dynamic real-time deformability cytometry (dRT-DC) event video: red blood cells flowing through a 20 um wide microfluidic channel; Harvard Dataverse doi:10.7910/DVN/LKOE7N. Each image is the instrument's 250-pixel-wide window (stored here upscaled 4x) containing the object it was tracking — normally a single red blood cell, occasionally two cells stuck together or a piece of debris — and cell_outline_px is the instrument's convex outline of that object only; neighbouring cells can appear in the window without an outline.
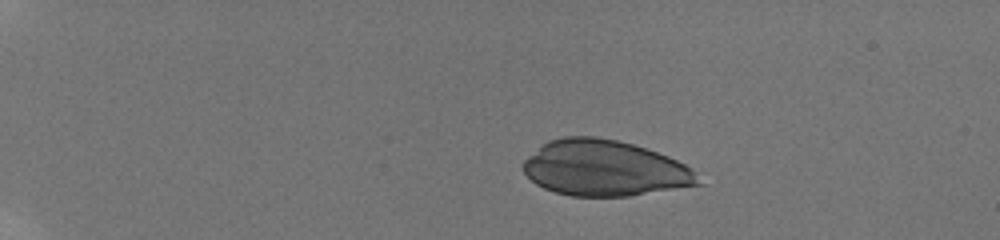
{"species": "human", "species_latin": "Homo sapiens", "temperature_condition": "room temperature", "stored_images_in_passage": 44, "camera_frame_rate_fps": 3000, "um_per_image_px": 0.085, "donor": {"sex": "male"}, "frame": {"image": 1, "passage_image": 1, "time_ms": 0.0, "image_size_px": [1000, 240], "cell_outline_px": [[704, 184], [628, 196], [572, 196], [556, 192], [544, 188], [536, 184], [524, 172], [524, 160], [528, 156], [548, 140], [564, 136], [596, 136], [616, 140], [632, 144], [668, 156], [684, 164]], "centroid_in_image_um": [51.36, 14.29], "position_along_channel_um": 33.6, "area_um2": 56.36}}